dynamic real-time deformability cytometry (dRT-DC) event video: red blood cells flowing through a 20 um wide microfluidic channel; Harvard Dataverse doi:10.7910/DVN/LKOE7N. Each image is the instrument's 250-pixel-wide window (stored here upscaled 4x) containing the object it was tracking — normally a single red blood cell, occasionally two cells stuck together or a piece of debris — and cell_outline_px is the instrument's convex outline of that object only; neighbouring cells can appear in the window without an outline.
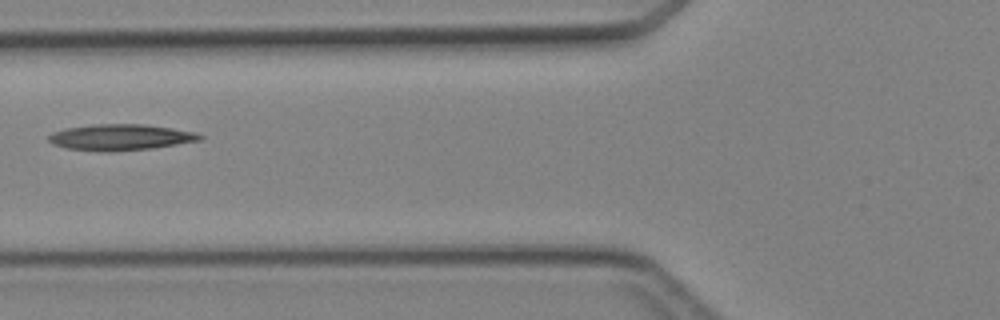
{"species": "Egyptian fruit bat (a non-hibernating species)", "species_latin": "Rousettus aegyptiacus", "temperature_condition": "cold", "stored_images_in_passage": 6, "camera_frame_rate_fps": 3000, "um_per_image_px": 0.085, "animal": {"sex": "female"}, "frame": {"image": 1, "passage_image": 5, "time_ms": 5.667, "image_size_px": [1000, 320], "cell_outline_px": [[204, 136], [200, 140], [152, 148], [112, 152], [104, 152], [64, 148], [52, 144], [48, 140], [48, 136], [52, 132], [64, 128], [92, 124], [144, 124], [172, 128], [196, 132]], "centroid_in_image_um": [10.19, 11.67], "position_along_channel_um": 115.6, "area_um2": 23.18}}
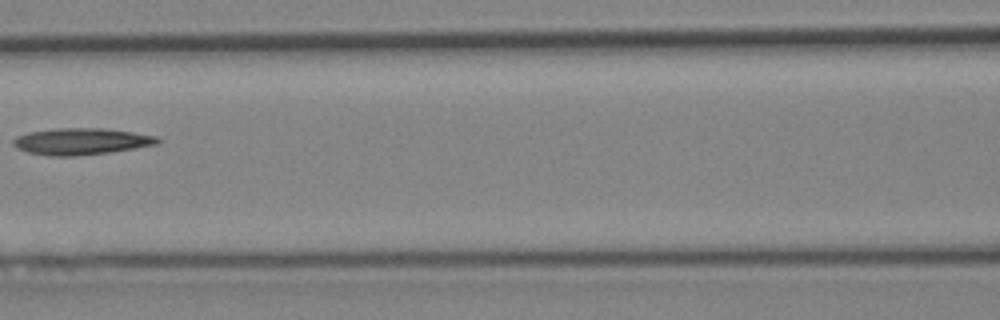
{"frame": {"image": 2, "passage_image": 6, "time_ms": 6.667, "image_size_px": [1000, 320], "cell_outline_px": [[160, 144], [108, 152], [76, 156], [48, 156], [28, 152], [16, 148], [12, 144], [12, 140], [16, 136], [28, 132], [56, 128], [100, 128], [132, 132], [156, 136], [160, 140]], "centroid_in_image_um": [6.86, 12.02], "position_along_channel_um": 159.7, "area_um2": 22.37}}